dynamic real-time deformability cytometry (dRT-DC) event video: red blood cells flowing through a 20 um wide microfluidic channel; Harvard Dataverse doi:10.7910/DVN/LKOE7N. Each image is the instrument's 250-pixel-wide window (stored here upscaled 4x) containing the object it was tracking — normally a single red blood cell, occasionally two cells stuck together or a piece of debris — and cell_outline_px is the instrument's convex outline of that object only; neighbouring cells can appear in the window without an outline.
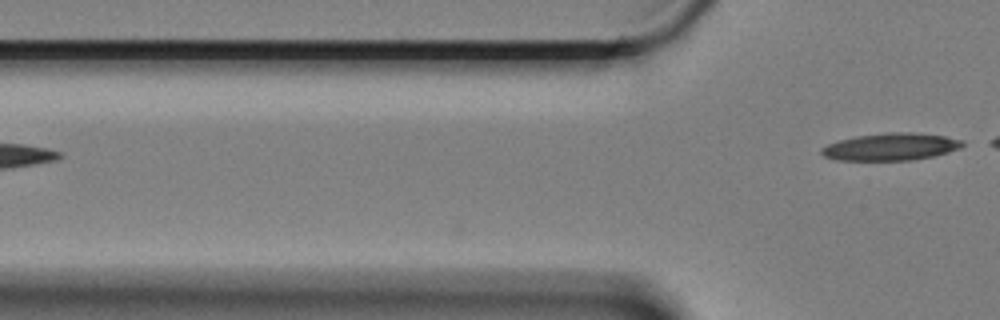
{"species": "Egyptian fruit bat (a non-hibernating species)", "species_latin": "Rousettus aegyptiacus", "temperature_condition": "cold", "stored_images_in_passage": 4, "camera_frame_rate_fps": 3000, "um_per_image_px": 0.085, "animal": {"sex": "female"}, "frame": {"image": 1, "passage_image": 4, "time_ms": 1.0, "image_size_px": [1000, 320], "cell_outline_px": [[964, 144], [960, 148], [936, 156], [912, 160], [836, 160], [824, 156], [820, 152], [820, 148], [828, 144], [840, 140], [856, 136], [888, 132], [912, 132], [944, 136], [964, 140]], "centroid_in_image_um": [75.73, 12.48], "position_along_channel_um": 50.1, "area_um2": 22.48}}